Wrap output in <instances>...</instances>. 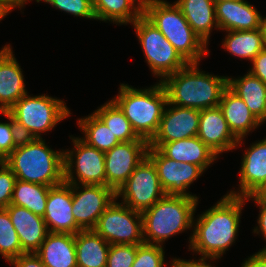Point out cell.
<instances>
[{
    "label": "cell",
    "mask_w": 266,
    "mask_h": 267,
    "mask_svg": "<svg viewBox=\"0 0 266 267\" xmlns=\"http://www.w3.org/2000/svg\"><path fill=\"white\" fill-rule=\"evenodd\" d=\"M245 197L224 195L198 218L193 219L189 251L206 258H219L236 242Z\"/></svg>",
    "instance_id": "1"
},
{
    "label": "cell",
    "mask_w": 266,
    "mask_h": 267,
    "mask_svg": "<svg viewBox=\"0 0 266 267\" xmlns=\"http://www.w3.org/2000/svg\"><path fill=\"white\" fill-rule=\"evenodd\" d=\"M199 64L188 63L161 81L168 103L197 110L214 108L220 104L222 93L228 86V76L201 71Z\"/></svg>",
    "instance_id": "2"
},
{
    "label": "cell",
    "mask_w": 266,
    "mask_h": 267,
    "mask_svg": "<svg viewBox=\"0 0 266 267\" xmlns=\"http://www.w3.org/2000/svg\"><path fill=\"white\" fill-rule=\"evenodd\" d=\"M49 147L43 138H21L3 162L16 179L53 187L64 182V150Z\"/></svg>",
    "instance_id": "3"
},
{
    "label": "cell",
    "mask_w": 266,
    "mask_h": 267,
    "mask_svg": "<svg viewBox=\"0 0 266 267\" xmlns=\"http://www.w3.org/2000/svg\"><path fill=\"white\" fill-rule=\"evenodd\" d=\"M124 113L136 134L150 142L156 135L164 108L167 93L161 83L145 89H136L122 83L118 95L111 99Z\"/></svg>",
    "instance_id": "4"
},
{
    "label": "cell",
    "mask_w": 266,
    "mask_h": 267,
    "mask_svg": "<svg viewBox=\"0 0 266 267\" xmlns=\"http://www.w3.org/2000/svg\"><path fill=\"white\" fill-rule=\"evenodd\" d=\"M198 201L197 198L165 194L141 212L144 242L163 246L165 240L193 228Z\"/></svg>",
    "instance_id": "5"
},
{
    "label": "cell",
    "mask_w": 266,
    "mask_h": 267,
    "mask_svg": "<svg viewBox=\"0 0 266 267\" xmlns=\"http://www.w3.org/2000/svg\"><path fill=\"white\" fill-rule=\"evenodd\" d=\"M143 15L188 63H199L203 56L209 55L207 45L192 30L175 2L157 0L143 10Z\"/></svg>",
    "instance_id": "6"
},
{
    "label": "cell",
    "mask_w": 266,
    "mask_h": 267,
    "mask_svg": "<svg viewBox=\"0 0 266 267\" xmlns=\"http://www.w3.org/2000/svg\"><path fill=\"white\" fill-rule=\"evenodd\" d=\"M21 138H39L71 115L65 102L48 95L21 97L8 111Z\"/></svg>",
    "instance_id": "7"
},
{
    "label": "cell",
    "mask_w": 266,
    "mask_h": 267,
    "mask_svg": "<svg viewBox=\"0 0 266 267\" xmlns=\"http://www.w3.org/2000/svg\"><path fill=\"white\" fill-rule=\"evenodd\" d=\"M133 27L143 49L146 62L153 76L160 78L159 81L188 64L143 14L133 23Z\"/></svg>",
    "instance_id": "8"
},
{
    "label": "cell",
    "mask_w": 266,
    "mask_h": 267,
    "mask_svg": "<svg viewBox=\"0 0 266 267\" xmlns=\"http://www.w3.org/2000/svg\"><path fill=\"white\" fill-rule=\"evenodd\" d=\"M70 139L74 148L64 150V182L106 186L104 152L90 146L81 137L72 135Z\"/></svg>",
    "instance_id": "9"
},
{
    "label": "cell",
    "mask_w": 266,
    "mask_h": 267,
    "mask_svg": "<svg viewBox=\"0 0 266 267\" xmlns=\"http://www.w3.org/2000/svg\"><path fill=\"white\" fill-rule=\"evenodd\" d=\"M115 200L99 217L93 229L110 245H139L144 243L141 212Z\"/></svg>",
    "instance_id": "10"
},
{
    "label": "cell",
    "mask_w": 266,
    "mask_h": 267,
    "mask_svg": "<svg viewBox=\"0 0 266 267\" xmlns=\"http://www.w3.org/2000/svg\"><path fill=\"white\" fill-rule=\"evenodd\" d=\"M115 194L117 200L122 198L121 203L132 210L143 212L160 200L165 192L160 185L155 165L146 156Z\"/></svg>",
    "instance_id": "11"
},
{
    "label": "cell",
    "mask_w": 266,
    "mask_h": 267,
    "mask_svg": "<svg viewBox=\"0 0 266 267\" xmlns=\"http://www.w3.org/2000/svg\"><path fill=\"white\" fill-rule=\"evenodd\" d=\"M147 157L155 165L160 185L166 195L198 198L187 190L205 171L198 165L178 163L165 157L157 148L148 147Z\"/></svg>",
    "instance_id": "12"
},
{
    "label": "cell",
    "mask_w": 266,
    "mask_h": 267,
    "mask_svg": "<svg viewBox=\"0 0 266 267\" xmlns=\"http://www.w3.org/2000/svg\"><path fill=\"white\" fill-rule=\"evenodd\" d=\"M115 198V191L109 186L72 184V214L76 224L82 230H93Z\"/></svg>",
    "instance_id": "13"
},
{
    "label": "cell",
    "mask_w": 266,
    "mask_h": 267,
    "mask_svg": "<svg viewBox=\"0 0 266 267\" xmlns=\"http://www.w3.org/2000/svg\"><path fill=\"white\" fill-rule=\"evenodd\" d=\"M148 147L147 140H133L121 142L104 152L106 186L116 192L146 158Z\"/></svg>",
    "instance_id": "14"
},
{
    "label": "cell",
    "mask_w": 266,
    "mask_h": 267,
    "mask_svg": "<svg viewBox=\"0 0 266 267\" xmlns=\"http://www.w3.org/2000/svg\"><path fill=\"white\" fill-rule=\"evenodd\" d=\"M72 184L63 182L50 187L43 219L48 231L76 234L82 229L72 214Z\"/></svg>",
    "instance_id": "15"
},
{
    "label": "cell",
    "mask_w": 266,
    "mask_h": 267,
    "mask_svg": "<svg viewBox=\"0 0 266 267\" xmlns=\"http://www.w3.org/2000/svg\"><path fill=\"white\" fill-rule=\"evenodd\" d=\"M238 191L228 195L247 197L256 195L266 184V138L252 143L241 159Z\"/></svg>",
    "instance_id": "16"
},
{
    "label": "cell",
    "mask_w": 266,
    "mask_h": 267,
    "mask_svg": "<svg viewBox=\"0 0 266 267\" xmlns=\"http://www.w3.org/2000/svg\"><path fill=\"white\" fill-rule=\"evenodd\" d=\"M199 119L200 110L167 102L159 129L150 142H171L195 137L199 129Z\"/></svg>",
    "instance_id": "17"
},
{
    "label": "cell",
    "mask_w": 266,
    "mask_h": 267,
    "mask_svg": "<svg viewBox=\"0 0 266 267\" xmlns=\"http://www.w3.org/2000/svg\"><path fill=\"white\" fill-rule=\"evenodd\" d=\"M197 136L218 156L237 149L238 139L231 132L219 106L200 110Z\"/></svg>",
    "instance_id": "18"
},
{
    "label": "cell",
    "mask_w": 266,
    "mask_h": 267,
    "mask_svg": "<svg viewBox=\"0 0 266 267\" xmlns=\"http://www.w3.org/2000/svg\"><path fill=\"white\" fill-rule=\"evenodd\" d=\"M0 50V113L5 114L21 97L28 94L23 70L10 44Z\"/></svg>",
    "instance_id": "19"
},
{
    "label": "cell",
    "mask_w": 266,
    "mask_h": 267,
    "mask_svg": "<svg viewBox=\"0 0 266 267\" xmlns=\"http://www.w3.org/2000/svg\"><path fill=\"white\" fill-rule=\"evenodd\" d=\"M149 147L157 148L165 157L178 163L198 165L204 171L219 158L198 136L171 142H149Z\"/></svg>",
    "instance_id": "20"
},
{
    "label": "cell",
    "mask_w": 266,
    "mask_h": 267,
    "mask_svg": "<svg viewBox=\"0 0 266 267\" xmlns=\"http://www.w3.org/2000/svg\"><path fill=\"white\" fill-rule=\"evenodd\" d=\"M219 31H248L261 28L263 16L245 0L215 2Z\"/></svg>",
    "instance_id": "21"
},
{
    "label": "cell",
    "mask_w": 266,
    "mask_h": 267,
    "mask_svg": "<svg viewBox=\"0 0 266 267\" xmlns=\"http://www.w3.org/2000/svg\"><path fill=\"white\" fill-rule=\"evenodd\" d=\"M6 209L19 236L22 251L35 253L49 233L43 217L21 206L10 204Z\"/></svg>",
    "instance_id": "22"
},
{
    "label": "cell",
    "mask_w": 266,
    "mask_h": 267,
    "mask_svg": "<svg viewBox=\"0 0 266 267\" xmlns=\"http://www.w3.org/2000/svg\"><path fill=\"white\" fill-rule=\"evenodd\" d=\"M233 135L238 139L237 146H242L244 137L253 132L262 123L250 111L245 102L228 86L222 93L218 105Z\"/></svg>",
    "instance_id": "23"
},
{
    "label": "cell",
    "mask_w": 266,
    "mask_h": 267,
    "mask_svg": "<svg viewBox=\"0 0 266 267\" xmlns=\"http://www.w3.org/2000/svg\"><path fill=\"white\" fill-rule=\"evenodd\" d=\"M35 254L47 267H77L75 234L49 232Z\"/></svg>",
    "instance_id": "24"
},
{
    "label": "cell",
    "mask_w": 266,
    "mask_h": 267,
    "mask_svg": "<svg viewBox=\"0 0 266 267\" xmlns=\"http://www.w3.org/2000/svg\"><path fill=\"white\" fill-rule=\"evenodd\" d=\"M192 30L208 46L212 29H218L214 0H177Z\"/></svg>",
    "instance_id": "25"
},
{
    "label": "cell",
    "mask_w": 266,
    "mask_h": 267,
    "mask_svg": "<svg viewBox=\"0 0 266 267\" xmlns=\"http://www.w3.org/2000/svg\"><path fill=\"white\" fill-rule=\"evenodd\" d=\"M228 87L248 106L263 124L266 121V84L247 72L243 77H228Z\"/></svg>",
    "instance_id": "26"
},
{
    "label": "cell",
    "mask_w": 266,
    "mask_h": 267,
    "mask_svg": "<svg viewBox=\"0 0 266 267\" xmlns=\"http://www.w3.org/2000/svg\"><path fill=\"white\" fill-rule=\"evenodd\" d=\"M77 267H106L110 244L94 230L75 234Z\"/></svg>",
    "instance_id": "27"
},
{
    "label": "cell",
    "mask_w": 266,
    "mask_h": 267,
    "mask_svg": "<svg viewBox=\"0 0 266 267\" xmlns=\"http://www.w3.org/2000/svg\"><path fill=\"white\" fill-rule=\"evenodd\" d=\"M96 20L116 25L133 24L143 10L133 0H93Z\"/></svg>",
    "instance_id": "28"
},
{
    "label": "cell",
    "mask_w": 266,
    "mask_h": 267,
    "mask_svg": "<svg viewBox=\"0 0 266 267\" xmlns=\"http://www.w3.org/2000/svg\"><path fill=\"white\" fill-rule=\"evenodd\" d=\"M226 33L228 34L222 42V48L240 59H248L251 62L265 48L261 28L248 31H226Z\"/></svg>",
    "instance_id": "29"
},
{
    "label": "cell",
    "mask_w": 266,
    "mask_h": 267,
    "mask_svg": "<svg viewBox=\"0 0 266 267\" xmlns=\"http://www.w3.org/2000/svg\"><path fill=\"white\" fill-rule=\"evenodd\" d=\"M50 186L25 182L16 179L11 205L21 206L43 217Z\"/></svg>",
    "instance_id": "30"
},
{
    "label": "cell",
    "mask_w": 266,
    "mask_h": 267,
    "mask_svg": "<svg viewBox=\"0 0 266 267\" xmlns=\"http://www.w3.org/2000/svg\"><path fill=\"white\" fill-rule=\"evenodd\" d=\"M78 127L84 134L81 139L100 151L106 152L121 143L94 112L78 119Z\"/></svg>",
    "instance_id": "31"
},
{
    "label": "cell",
    "mask_w": 266,
    "mask_h": 267,
    "mask_svg": "<svg viewBox=\"0 0 266 267\" xmlns=\"http://www.w3.org/2000/svg\"><path fill=\"white\" fill-rule=\"evenodd\" d=\"M94 113L109 127L120 142L145 140L136 134L129 120L112 100L98 107Z\"/></svg>",
    "instance_id": "32"
},
{
    "label": "cell",
    "mask_w": 266,
    "mask_h": 267,
    "mask_svg": "<svg viewBox=\"0 0 266 267\" xmlns=\"http://www.w3.org/2000/svg\"><path fill=\"white\" fill-rule=\"evenodd\" d=\"M21 254L24 252L9 213L6 208L0 209V255L10 264Z\"/></svg>",
    "instance_id": "33"
},
{
    "label": "cell",
    "mask_w": 266,
    "mask_h": 267,
    "mask_svg": "<svg viewBox=\"0 0 266 267\" xmlns=\"http://www.w3.org/2000/svg\"><path fill=\"white\" fill-rule=\"evenodd\" d=\"M164 247L142 243L137 245V254L132 267H165Z\"/></svg>",
    "instance_id": "34"
},
{
    "label": "cell",
    "mask_w": 266,
    "mask_h": 267,
    "mask_svg": "<svg viewBox=\"0 0 266 267\" xmlns=\"http://www.w3.org/2000/svg\"><path fill=\"white\" fill-rule=\"evenodd\" d=\"M4 116L10 122H0V161H4L21 140L13 117L8 112Z\"/></svg>",
    "instance_id": "35"
},
{
    "label": "cell",
    "mask_w": 266,
    "mask_h": 267,
    "mask_svg": "<svg viewBox=\"0 0 266 267\" xmlns=\"http://www.w3.org/2000/svg\"><path fill=\"white\" fill-rule=\"evenodd\" d=\"M49 3L54 8L76 17L96 20L93 10V0H37Z\"/></svg>",
    "instance_id": "36"
},
{
    "label": "cell",
    "mask_w": 266,
    "mask_h": 267,
    "mask_svg": "<svg viewBox=\"0 0 266 267\" xmlns=\"http://www.w3.org/2000/svg\"><path fill=\"white\" fill-rule=\"evenodd\" d=\"M137 254V245H110L106 267H132Z\"/></svg>",
    "instance_id": "37"
},
{
    "label": "cell",
    "mask_w": 266,
    "mask_h": 267,
    "mask_svg": "<svg viewBox=\"0 0 266 267\" xmlns=\"http://www.w3.org/2000/svg\"><path fill=\"white\" fill-rule=\"evenodd\" d=\"M15 181V174L3 161H0V209L10 205Z\"/></svg>",
    "instance_id": "38"
},
{
    "label": "cell",
    "mask_w": 266,
    "mask_h": 267,
    "mask_svg": "<svg viewBox=\"0 0 266 267\" xmlns=\"http://www.w3.org/2000/svg\"><path fill=\"white\" fill-rule=\"evenodd\" d=\"M246 201L252 200L256 205L259 206V216L257 219L258 226L254 227L253 233L262 234L263 240L266 241V203L261 201L256 195H250L245 197ZM263 249H266L264 246Z\"/></svg>",
    "instance_id": "39"
},
{
    "label": "cell",
    "mask_w": 266,
    "mask_h": 267,
    "mask_svg": "<svg viewBox=\"0 0 266 267\" xmlns=\"http://www.w3.org/2000/svg\"><path fill=\"white\" fill-rule=\"evenodd\" d=\"M251 63L253 66L248 72L266 84V48L261 50Z\"/></svg>",
    "instance_id": "40"
},
{
    "label": "cell",
    "mask_w": 266,
    "mask_h": 267,
    "mask_svg": "<svg viewBox=\"0 0 266 267\" xmlns=\"http://www.w3.org/2000/svg\"><path fill=\"white\" fill-rule=\"evenodd\" d=\"M10 265L14 267H47L35 253H24L15 258Z\"/></svg>",
    "instance_id": "41"
},
{
    "label": "cell",
    "mask_w": 266,
    "mask_h": 267,
    "mask_svg": "<svg viewBox=\"0 0 266 267\" xmlns=\"http://www.w3.org/2000/svg\"><path fill=\"white\" fill-rule=\"evenodd\" d=\"M213 261V263L216 261V259L219 258H206V257H201L200 259H195V260H185V259H180V258H173V264L172 267H215L212 266L213 264L206 262L207 260Z\"/></svg>",
    "instance_id": "42"
},
{
    "label": "cell",
    "mask_w": 266,
    "mask_h": 267,
    "mask_svg": "<svg viewBox=\"0 0 266 267\" xmlns=\"http://www.w3.org/2000/svg\"><path fill=\"white\" fill-rule=\"evenodd\" d=\"M245 259L241 267H266V249H261Z\"/></svg>",
    "instance_id": "43"
},
{
    "label": "cell",
    "mask_w": 266,
    "mask_h": 267,
    "mask_svg": "<svg viewBox=\"0 0 266 267\" xmlns=\"http://www.w3.org/2000/svg\"><path fill=\"white\" fill-rule=\"evenodd\" d=\"M31 0H0V4L6 8L9 12L12 11V9L20 8V10L26 5V2H29ZM37 1V0H35Z\"/></svg>",
    "instance_id": "44"
},
{
    "label": "cell",
    "mask_w": 266,
    "mask_h": 267,
    "mask_svg": "<svg viewBox=\"0 0 266 267\" xmlns=\"http://www.w3.org/2000/svg\"><path fill=\"white\" fill-rule=\"evenodd\" d=\"M142 10L147 6L152 5L157 0H133Z\"/></svg>",
    "instance_id": "45"
},
{
    "label": "cell",
    "mask_w": 266,
    "mask_h": 267,
    "mask_svg": "<svg viewBox=\"0 0 266 267\" xmlns=\"http://www.w3.org/2000/svg\"><path fill=\"white\" fill-rule=\"evenodd\" d=\"M256 196L263 202L266 203V184L263 188L256 194Z\"/></svg>",
    "instance_id": "46"
},
{
    "label": "cell",
    "mask_w": 266,
    "mask_h": 267,
    "mask_svg": "<svg viewBox=\"0 0 266 267\" xmlns=\"http://www.w3.org/2000/svg\"><path fill=\"white\" fill-rule=\"evenodd\" d=\"M261 29L263 32L264 47L266 48V17L262 19Z\"/></svg>",
    "instance_id": "47"
},
{
    "label": "cell",
    "mask_w": 266,
    "mask_h": 267,
    "mask_svg": "<svg viewBox=\"0 0 266 267\" xmlns=\"http://www.w3.org/2000/svg\"><path fill=\"white\" fill-rule=\"evenodd\" d=\"M8 14L9 11L0 4V21L3 20V18H5Z\"/></svg>",
    "instance_id": "48"
},
{
    "label": "cell",
    "mask_w": 266,
    "mask_h": 267,
    "mask_svg": "<svg viewBox=\"0 0 266 267\" xmlns=\"http://www.w3.org/2000/svg\"><path fill=\"white\" fill-rule=\"evenodd\" d=\"M215 2H222V1H233V0H214Z\"/></svg>",
    "instance_id": "49"
}]
</instances>
